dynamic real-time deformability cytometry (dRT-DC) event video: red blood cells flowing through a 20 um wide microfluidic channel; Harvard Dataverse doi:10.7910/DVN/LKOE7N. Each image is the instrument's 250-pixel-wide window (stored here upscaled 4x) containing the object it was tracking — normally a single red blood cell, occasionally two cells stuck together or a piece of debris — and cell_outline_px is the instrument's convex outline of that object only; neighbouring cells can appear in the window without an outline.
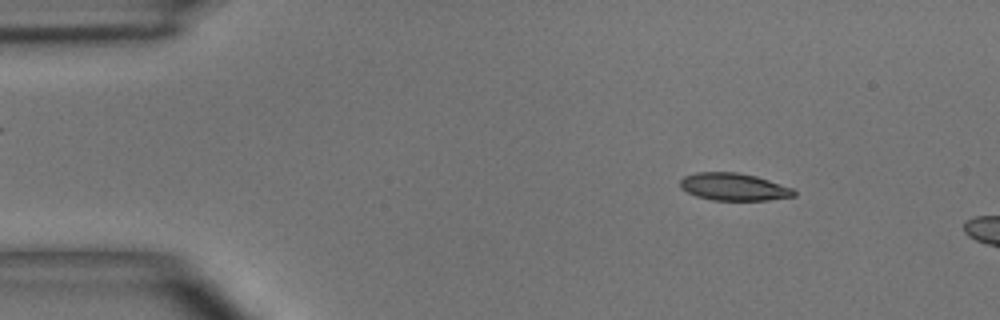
{"species": "common noctule bat (a hibernating species)", "species_latin": "Nyctalus noctula", "temperature_condition": "room temperature", "stored_images_in_passage": 4, "camera_frame_rate_fps": 3000, "um_per_image_px": 0.085, "animal": {"sex": "male", "body_mass_g": 15.6}, "frame": {"image": 1, "passage_image": 2, "time_ms": 1.0, "image_size_px": [1000, 320], "cell_outline_px": [[796, 196], [768, 200], [712, 200], [696, 196], [680, 188], [680, 180], [684, 176], [696, 172], [736, 172], [756, 176], [792, 188], [796, 192]], "centroid_in_image_um": [62.35, 15.88], "position_along_channel_um": 22.6, "area_um2": 18.15}}